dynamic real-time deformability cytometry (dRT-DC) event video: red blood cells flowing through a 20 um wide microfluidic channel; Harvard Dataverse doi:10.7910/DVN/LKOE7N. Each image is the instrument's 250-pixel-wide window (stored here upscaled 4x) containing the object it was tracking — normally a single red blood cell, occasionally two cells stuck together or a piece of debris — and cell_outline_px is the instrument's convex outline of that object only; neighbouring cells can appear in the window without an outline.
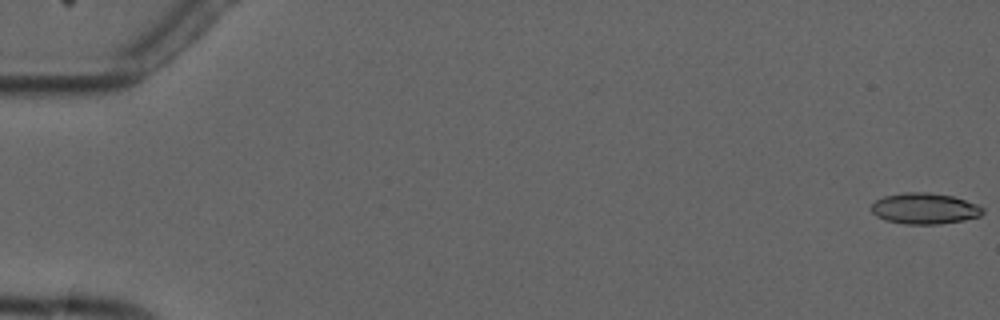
{"species": "common noctule bat (a hibernating species)", "species_latin": "Nyctalus noctula", "temperature_condition": "cold", "stored_images_in_passage": 9, "camera_frame_rate_fps": 3000, "um_per_image_px": 0.085, "animal": {"sex": "male", "forearm_length_mm": 52.5}, "frame": {"image": 1, "passage_image": 1, "time_ms": 0.0, "image_size_px": [1000, 320], "cell_outline_px": [[984, 212], [980, 216], [964, 220], [940, 224], [904, 224], [888, 220], [876, 216], [872, 212], [872, 204], [876, 200], [884, 196], [904, 192], [928, 192], [952, 196], [976, 204], [984, 208]], "centroid_in_image_um": [78.6, 17.72], "position_along_channel_um": 6.4, "area_um2": 20.06}}
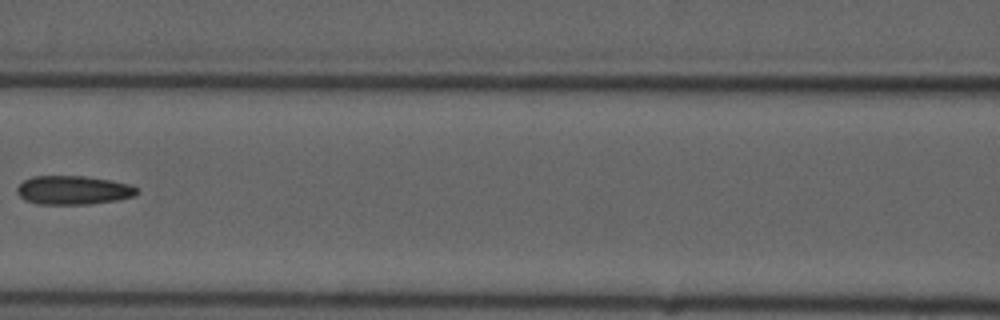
{"frame": {"image": 2, "passage_image": 8, "time_ms": 8.333, "image_size_px": [1000, 320], "cell_outline_px": [[140, 192], [136, 196], [116, 200], [88, 204], [36, 204], [24, 200], [16, 192], [16, 188], [24, 180], [32, 176], [84, 176], [112, 180], [132, 184], [140, 188]], "centroid_in_image_um": [6.27, 16.16], "position_along_channel_um": 160.3, "area_um2": 20.46}}
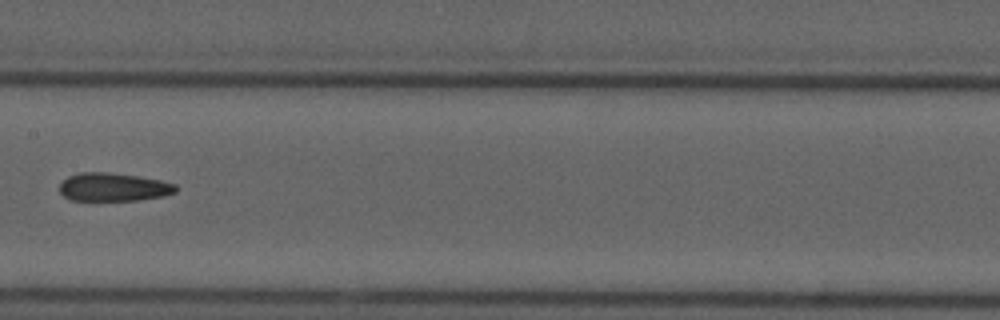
{"frame": {"image": 3, "passage_image": 9, "time_ms": 9.333, "image_size_px": [1000, 320], "cell_outline_px": [[176, 192], [164, 196], [140, 200], [68, 200], [60, 192], [60, 184], [68, 176], [80, 172], [104, 172], [136, 176], [160, 180], [176, 184]], "centroid_in_image_um": [9.63, 15.91], "position_along_channel_um": 197.8, "area_um2": 19.07}}